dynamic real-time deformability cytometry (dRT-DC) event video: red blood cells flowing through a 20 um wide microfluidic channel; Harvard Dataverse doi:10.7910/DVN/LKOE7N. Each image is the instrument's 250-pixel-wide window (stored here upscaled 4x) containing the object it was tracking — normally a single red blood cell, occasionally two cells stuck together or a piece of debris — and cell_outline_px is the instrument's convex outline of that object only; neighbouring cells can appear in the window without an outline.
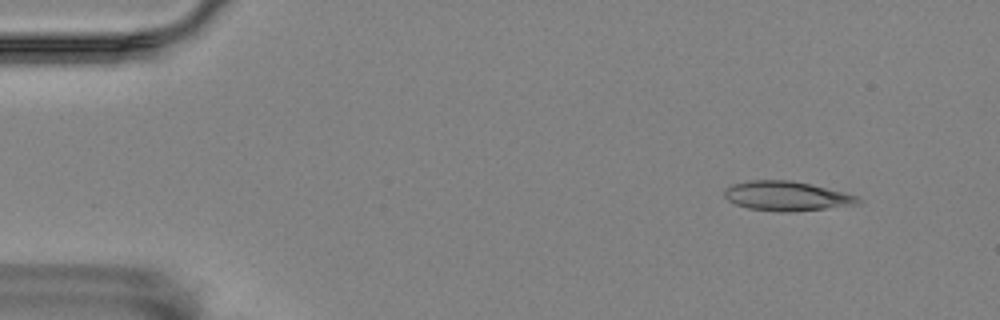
{"species": "Egyptian fruit bat (a non-hibernating species)", "species_latin": "Rousettus aegyptiacus", "temperature_condition": "room temperature", "stored_images_in_passage": 57, "camera_frame_rate_fps": 3000, "um_per_image_px": 0.085, "animal": {"sex": "female"}, "frame": {"image": 1, "passage_image": 6, "time_ms": 1.667, "image_size_px": [1000, 320], "cell_outline_px": [[860, 204], [792, 212], [780, 212], [748, 208], [736, 204], [728, 200], [724, 196], [724, 188], [732, 184], [748, 180], [792, 180], [812, 184], [856, 196], [860, 200]], "centroid_in_image_um": [66.81, 16.66], "position_along_channel_um": 18.2, "area_um2": 22.95}}
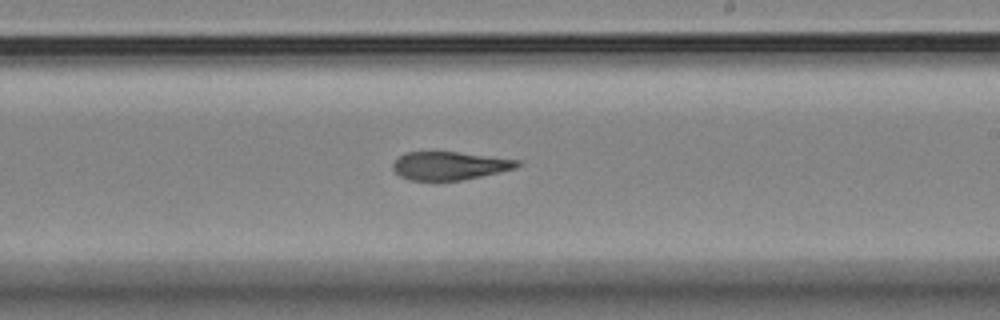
{"frame": {"image": 2, "passage_image": 34, "time_ms": 11.0, "image_size_px": [1000, 320], "cell_outline_px": [[520, 164], [516, 168], [480, 176], [460, 180], [408, 180], [400, 176], [392, 168], [392, 164], [404, 152], [456, 152], [520, 160]], "centroid_in_image_um": [38.18, 14.08], "position_along_channel_um": 250.8, "area_um2": 20.17}}
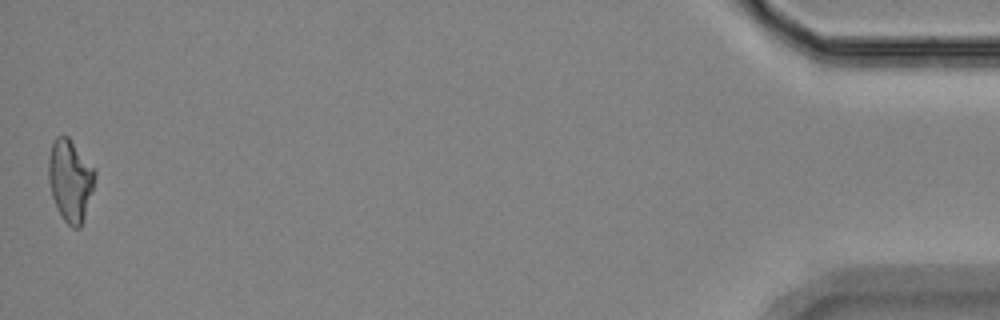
{"frame": {"image": 3, "passage_image": 57, "time_ms": 18.667, "image_size_px": [1000, 320], "cell_outline_px": [[96, 176], [84, 220], [80, 228], [72, 228], [64, 220], [52, 196], [48, 180], [48, 156], [52, 144], [56, 136], [68, 136], [96, 168]], "centroid_in_image_um": [5.99, 15.3], "position_along_channel_um": 429.2, "area_um2": 22.31}, "authors_computed_cell_mechanics": {"area_um2": 22.1374, "velocity_mm_per_s": 3.4879, "shape_relaxation_time_tau1_ms": 8.93, "shape_relaxation_time_tau2_ms": 5.242, "deformation_change_tau1": 0.2126, "deformation_change_tau2": 0.165}}